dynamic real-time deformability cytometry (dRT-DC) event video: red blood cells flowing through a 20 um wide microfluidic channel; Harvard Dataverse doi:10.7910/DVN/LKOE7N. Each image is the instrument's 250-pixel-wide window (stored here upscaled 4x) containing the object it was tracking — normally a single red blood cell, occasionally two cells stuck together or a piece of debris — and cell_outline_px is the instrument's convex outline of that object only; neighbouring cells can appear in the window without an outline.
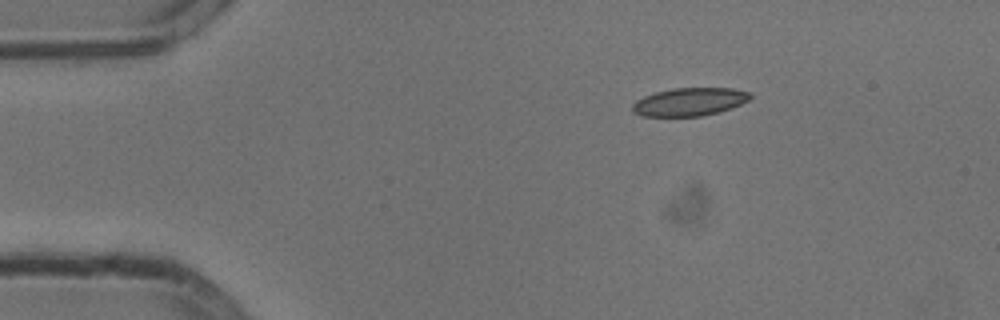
{"species": "common noctule bat (a hibernating species)", "species_latin": "Nyctalus noctula", "temperature_condition": "cold", "stored_images_in_passage": 46, "camera_frame_rate_fps": 3000, "um_per_image_px": 0.085, "animal": {"sex": "male", "body_mass_g": 13.3}, "frame": {"image": 1, "passage_image": 1, "time_ms": 0.0, "image_size_px": [1000, 320], "cell_outline_px": [[752, 96], [748, 100], [732, 108], [720, 112], [700, 116], [640, 116], [632, 112], [632, 104], [636, 100], [644, 96], [656, 92], [672, 88], [732, 88], [752, 92]], "centroid_in_image_um": [58.61, 8.65], "position_along_channel_um": 26.4, "area_um2": 19.42}}
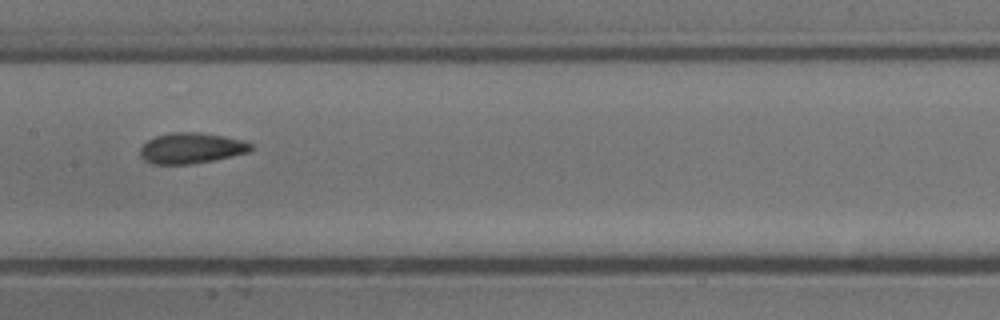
{"frame": {"image": 2, "passage_image": 19, "time_ms": 6.0, "image_size_px": [1000, 320], "cell_outline_px": [[252, 148], [248, 152], [212, 160], [188, 164], [152, 164], [144, 160], [140, 156], [140, 148], [148, 140], [156, 136], [168, 132], [200, 132], [224, 136], [244, 140], [252, 144]], "centroid_in_image_um": [16.23, 12.58], "position_along_channel_um": 191.2, "area_um2": 19.77}}
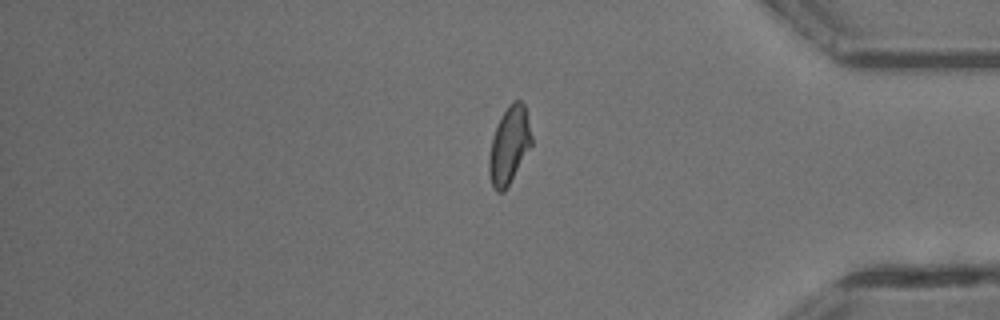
{"frame": {"image": 3, "passage_image": 37, "time_ms": 12.0, "image_size_px": [1000, 320], "cell_outline_px": [[532, 144], [504, 192], [496, 192], [492, 184], [488, 168], [488, 164], [492, 140], [500, 116], [508, 104], [512, 100], [520, 100], [524, 104], [532, 136]], "centroid_in_image_um": [43.28, 12.32], "position_along_channel_um": 391.9, "area_um2": 18.84}, "authors_computed_cell_mechanics": {"area_um2": 19.1607, "velocity_mm_per_s": 3.7889, "shape_relaxation_time_tau1_ms": 7.8933, "shape_relaxation_time_tau2_ms": 1.9985, "deformation_change_tau1": 0.1652, "deformation_change_tau2": 0.0688}}